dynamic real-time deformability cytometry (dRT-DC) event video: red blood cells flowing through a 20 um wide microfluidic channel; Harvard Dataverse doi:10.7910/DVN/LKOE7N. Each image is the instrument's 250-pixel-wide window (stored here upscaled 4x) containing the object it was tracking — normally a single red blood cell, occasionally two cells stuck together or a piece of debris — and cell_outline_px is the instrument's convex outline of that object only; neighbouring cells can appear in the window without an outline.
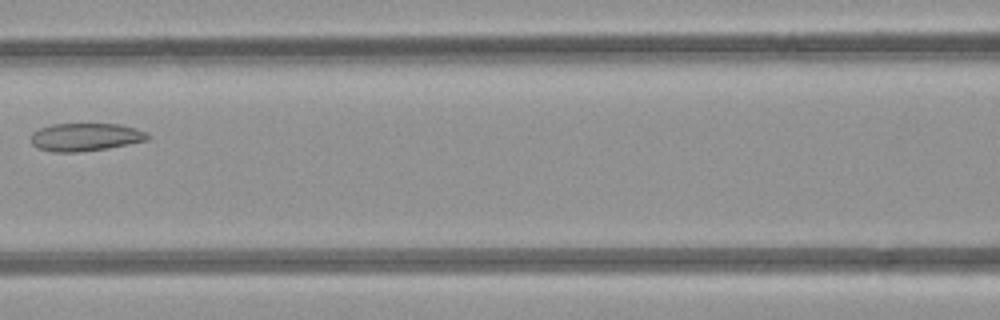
{"species": "common noctule bat (a hibernating species)", "species_latin": "Nyctalus noctula", "temperature_condition": "room temperature", "stored_images_in_passage": 8, "camera_frame_rate_fps": 3000, "um_per_image_px": 0.085, "animal": {"sex": "female", "body_mass_g": 21.9}, "frame": {"image": 1, "passage_image": 7, "time_ms": 7.667, "image_size_px": [1000, 320], "cell_outline_px": [[152, 136], [148, 140], [108, 148], [76, 152], [56, 152], [40, 148], [32, 144], [32, 132], [40, 128], [52, 124], [120, 124], [136, 128], [148, 132]], "centroid_in_image_um": [7.32, 11.64], "position_along_channel_um": 159.3, "area_um2": 18.96}}
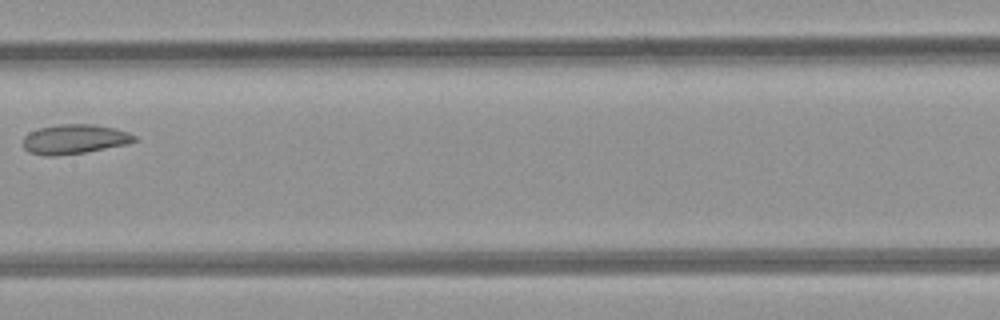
{"frame": {"image": 2, "passage_image": 8, "time_ms": 8.667, "image_size_px": [1000, 320], "cell_outline_px": [[136, 140], [128, 144], [84, 152], [56, 156], [44, 156], [28, 152], [24, 148], [24, 136], [28, 132], [40, 128], [60, 124], [92, 124], [112, 128], [128, 132], [136, 136]], "centroid_in_image_um": [6.3, 11.83], "position_along_channel_um": 201.1, "area_um2": 19.07}}